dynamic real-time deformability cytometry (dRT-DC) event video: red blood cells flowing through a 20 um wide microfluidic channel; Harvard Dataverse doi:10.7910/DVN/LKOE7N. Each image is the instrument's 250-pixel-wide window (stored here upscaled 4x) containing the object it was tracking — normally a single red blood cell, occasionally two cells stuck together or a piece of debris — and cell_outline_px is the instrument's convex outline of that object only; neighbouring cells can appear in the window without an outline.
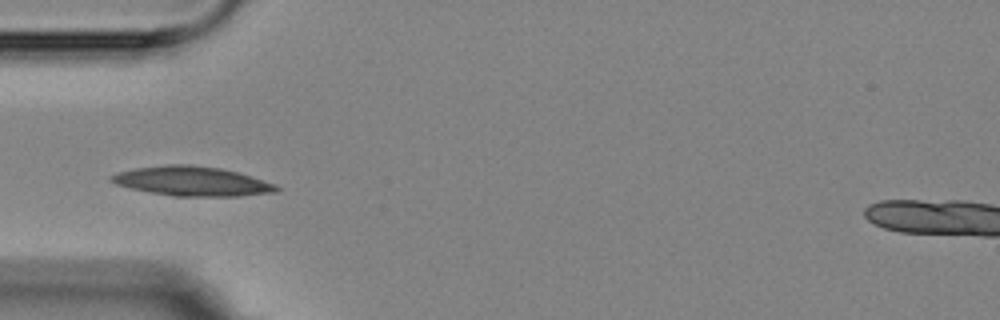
{"species": "Egyptian fruit bat (a non-hibernating species)", "species_latin": "Rousettus aegyptiacus", "temperature_condition": "room temperature", "stored_images_in_passage": 3, "camera_frame_rate_fps": 3000, "um_per_image_px": 0.085, "animal": {"sex": "female"}, "frame": {"image": 1, "passage_image": 1, "time_ms": 0.0, "image_size_px": [1000, 320], "cell_outline_px": [[280, 188], [276, 192], [240, 196], [172, 196], [132, 188], [116, 184], [108, 180], [108, 176], [116, 172], [136, 168], [168, 164], [188, 164], [220, 168], [236, 172], [276, 184]], "centroid_in_image_um": [16.3, 15.4], "position_along_channel_um": 68.7, "area_um2": 28.21}}
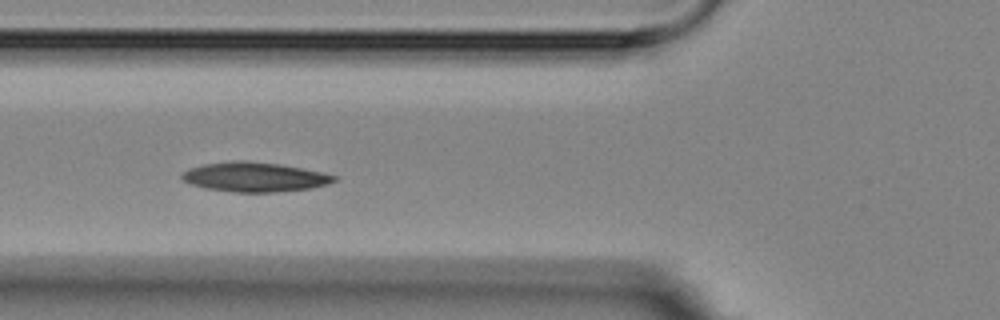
{"frame": {"image": 2, "passage_image": 2, "time_ms": 1.0, "image_size_px": [1000, 320], "cell_outline_px": [[336, 180], [328, 184], [312, 188], [276, 192], [232, 192], [204, 188], [192, 184], [184, 180], [180, 176], [188, 168], [204, 164], [236, 160], [244, 160], [276, 164], [324, 172], [336, 176]], "centroid_in_image_um": [21.63, 15.05], "position_along_channel_um": 104.2, "area_um2": 26.07}}
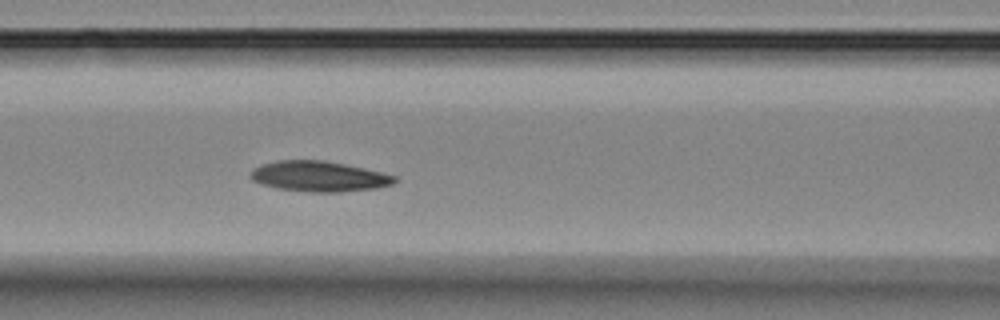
{"frame": {"image": 3, "passage_image": 3, "time_ms": 2.0, "image_size_px": [1000, 320], "cell_outline_px": [[396, 180], [392, 184], [376, 188], [340, 192], [312, 192], [276, 188], [260, 184], [252, 180], [248, 176], [252, 168], [260, 164], [276, 160], [324, 160], [344, 164], [380, 172], [396, 176]], "centroid_in_image_um": [27.03, 14.99], "position_along_channel_um": 139.6, "area_um2": 25.61}}